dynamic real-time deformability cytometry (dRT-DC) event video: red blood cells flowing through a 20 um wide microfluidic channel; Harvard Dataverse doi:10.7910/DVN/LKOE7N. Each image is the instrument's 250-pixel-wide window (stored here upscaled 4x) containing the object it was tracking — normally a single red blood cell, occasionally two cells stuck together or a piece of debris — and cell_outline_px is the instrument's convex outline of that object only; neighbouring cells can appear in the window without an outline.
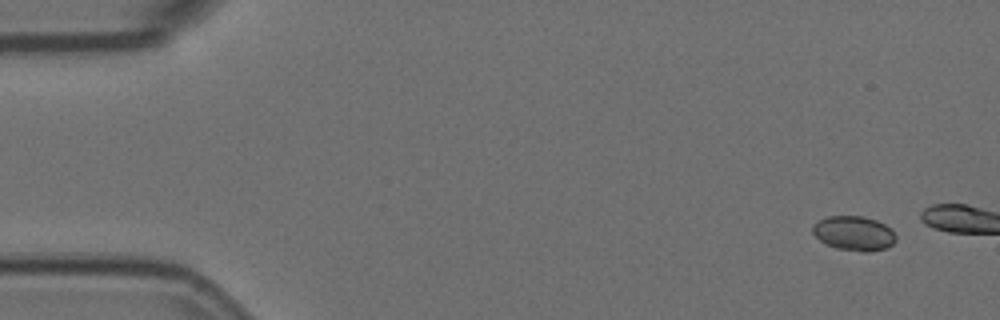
{"species": "Egyptian fruit bat (a non-hibernating species)", "species_latin": "Rousettus aegyptiacus", "temperature_condition": "room temperature", "stored_images_in_passage": 3, "camera_frame_rate_fps": 3000, "um_per_image_px": 0.085, "animal": {"sex": "female"}, "frame": {"image": 1, "passage_image": 1, "time_ms": 0.0, "image_size_px": [1000, 320], "cell_outline_px": [[896, 240], [892, 244], [884, 248], [868, 252], [860, 252], [836, 248], [820, 240], [812, 232], [812, 224], [828, 216], [860, 216], [876, 220], [884, 224], [896, 236]], "centroid_in_image_um": [72.56, 19.83], "position_along_channel_um": 12.4, "area_um2": 16.53}}